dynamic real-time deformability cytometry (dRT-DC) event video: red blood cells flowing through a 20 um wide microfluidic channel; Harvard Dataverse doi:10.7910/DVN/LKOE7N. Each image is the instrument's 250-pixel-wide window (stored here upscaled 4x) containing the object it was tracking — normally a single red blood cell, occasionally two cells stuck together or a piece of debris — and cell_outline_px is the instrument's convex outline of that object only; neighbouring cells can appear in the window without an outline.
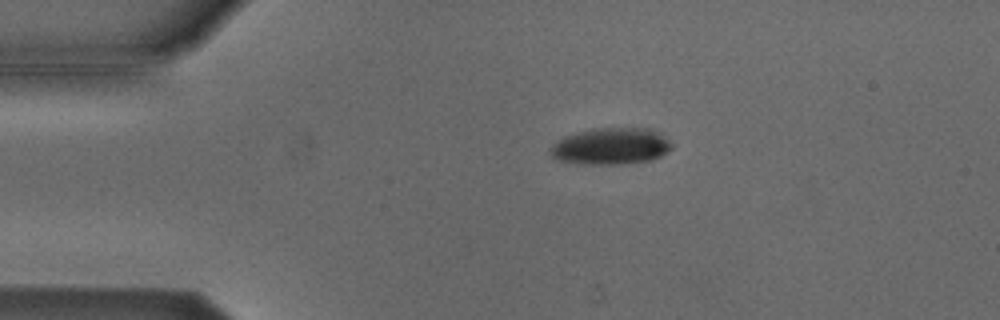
{"species": "Egyptian fruit bat (a non-hibernating species)", "species_latin": "Rousettus aegyptiacus", "temperature_condition": "cold", "stored_images_in_passage": 20, "camera_frame_rate_fps": 3000, "um_per_image_px": 0.085, "animal": {"sex": "male"}, "frame": {"image": 1, "passage_image": 11, "time_ms": 3.333, "image_size_px": [1000, 320], "cell_outline_px": [[672, 148], [660, 156], [652, 160], [620, 164], [592, 164], [560, 160], [552, 156], [548, 152], [548, 148], [556, 140], [564, 136], [592, 128], [648, 128], [664, 136], [672, 144]], "centroid_in_image_um": [51.9, 12.42], "position_along_channel_um": 33.1, "area_um2": 25.84}}
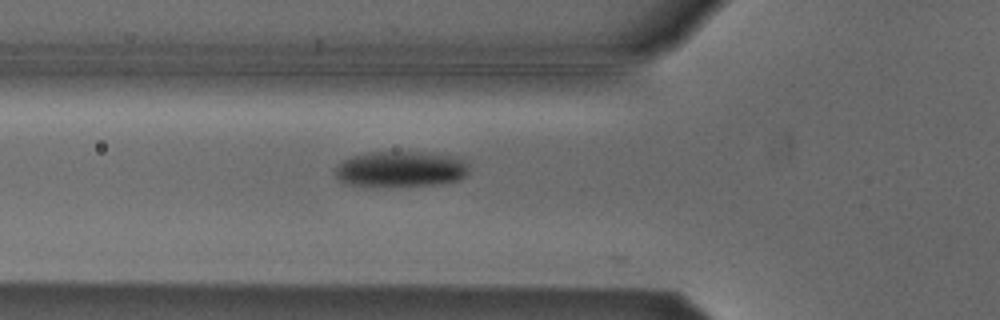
{"frame": {"image": 2, "passage_image": 19, "time_ms": 6.0, "image_size_px": [1000, 320], "cell_outline_px": [[468, 172], [460, 180], [440, 184], [372, 188], [344, 184], [336, 176], [336, 168], [344, 160], [352, 156], [368, 152], [432, 152], [452, 156], [464, 160], [468, 164]], "centroid_in_image_um": [34.05, 14.4], "position_along_channel_um": 91.7, "area_um2": 28.55}}